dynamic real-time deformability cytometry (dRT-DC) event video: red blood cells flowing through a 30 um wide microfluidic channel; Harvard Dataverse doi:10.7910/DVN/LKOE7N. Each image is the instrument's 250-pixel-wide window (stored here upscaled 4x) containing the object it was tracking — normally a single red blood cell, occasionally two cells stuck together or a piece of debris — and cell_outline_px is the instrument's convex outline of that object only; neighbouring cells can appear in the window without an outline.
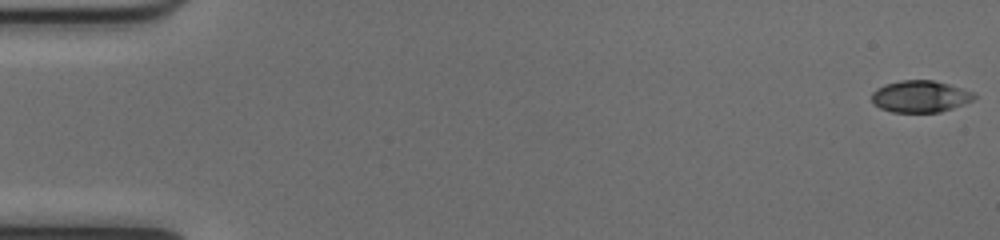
{"species": "common noctule bat (a hibernating species)", "species_latin": "Nyctalus noctula", "temperature_condition": "cold", "stored_images_in_passage": 13, "camera_frame_rate_fps": 3000, "um_per_image_px": 0.085, "animal": {"sex": "female", "body_mass_g": 17.0, "forearm_length_mm": 48.0}, "frame": {"image": 1, "passage_image": 1, "time_ms": 0.0, "image_size_px": [1000, 240], "cell_outline_px": [[976, 96], [972, 100], [964, 104], [940, 112], [892, 112], [880, 108], [872, 104], [872, 92], [876, 88], [884, 84], [900, 80], [932, 80], [948, 84], [976, 92]], "centroid_in_image_um": [78.2, 8.19], "position_along_channel_um": 6.8, "area_um2": 19.13}}